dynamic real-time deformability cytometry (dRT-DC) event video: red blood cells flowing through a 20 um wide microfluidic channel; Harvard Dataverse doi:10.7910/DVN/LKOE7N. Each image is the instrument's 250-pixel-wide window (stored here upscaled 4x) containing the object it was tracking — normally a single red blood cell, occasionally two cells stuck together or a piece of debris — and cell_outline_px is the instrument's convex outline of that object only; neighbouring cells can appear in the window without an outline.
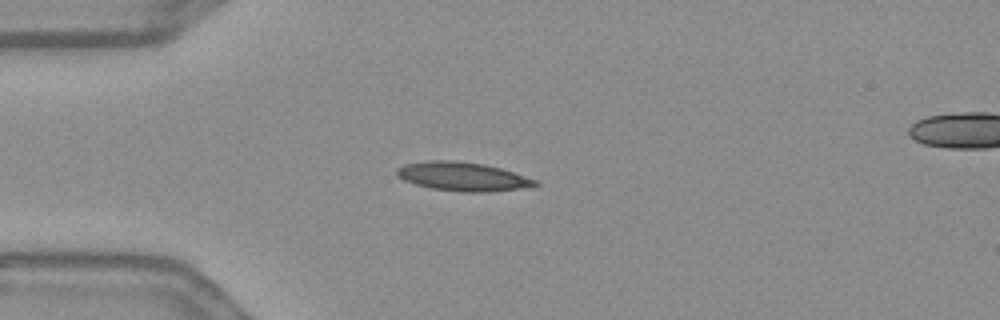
{"species": "Egyptian fruit bat (a non-hibernating species)", "species_latin": "Rousettus aegyptiacus", "temperature_condition": "warm", "stored_images_in_passage": 42, "camera_frame_rate_fps": 3000, "um_per_image_px": 0.085, "frame": {"image": 1, "passage_image": 1, "time_ms": 0.0, "image_size_px": [1000, 320], "cell_outline_px": [[540, 184], [520, 188], [492, 192], [460, 192], [432, 188], [416, 184], [404, 180], [396, 176], [396, 168], [404, 164], [428, 160], [456, 160], [484, 164], [500, 168], [540, 180]], "centroid_in_image_um": [39.33, 15.0], "position_along_channel_um": 45.7, "area_um2": 23.41}}
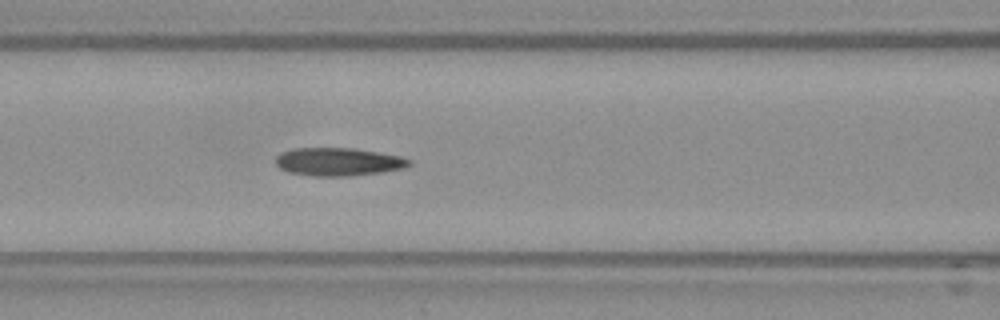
{"frame": {"image": 2, "passage_image": 10, "time_ms": 3.0, "image_size_px": [1000, 320], "cell_outline_px": [[412, 164], [404, 168], [380, 172], [348, 176], [312, 176], [288, 172], [280, 168], [276, 164], [276, 156], [280, 152], [292, 148], [356, 148], [400, 156], [412, 160]], "centroid_in_image_um": [28.74, 13.74], "position_along_channel_um": 137.9, "area_um2": 21.96}}
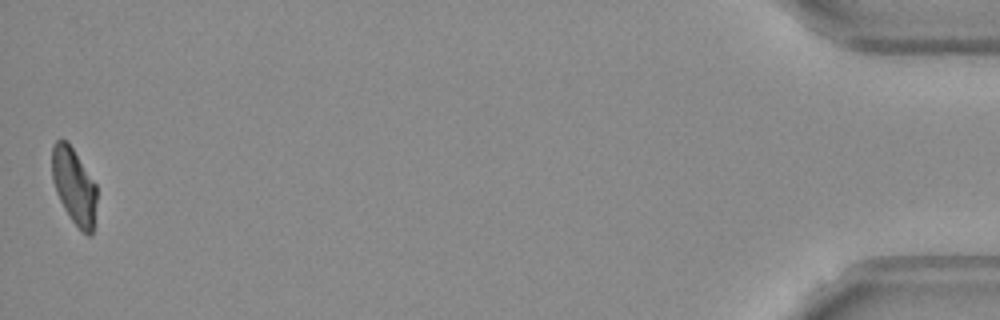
{"frame": {"image": 3, "passage_image": 42, "time_ms": 13.667, "image_size_px": [1000, 320], "cell_outline_px": [[96, 200], [92, 236], [88, 236], [72, 220], [64, 208], [56, 192], [52, 180], [52, 144], [56, 140], [68, 140], [96, 184]], "centroid_in_image_um": [6.28, 15.77], "position_along_channel_um": 428.9, "area_um2": 19.77}, "authors_computed_cell_mechanics": {"area_um2": 21.7906, "velocity_mm_per_s": 3.6304, "shape_relaxation_time_tau1_ms": null, "shape_relaxation_time_tau2_ms": 7.0668, "deformation_change_tau1": null, "deformation_change_tau2": 0.1469}}